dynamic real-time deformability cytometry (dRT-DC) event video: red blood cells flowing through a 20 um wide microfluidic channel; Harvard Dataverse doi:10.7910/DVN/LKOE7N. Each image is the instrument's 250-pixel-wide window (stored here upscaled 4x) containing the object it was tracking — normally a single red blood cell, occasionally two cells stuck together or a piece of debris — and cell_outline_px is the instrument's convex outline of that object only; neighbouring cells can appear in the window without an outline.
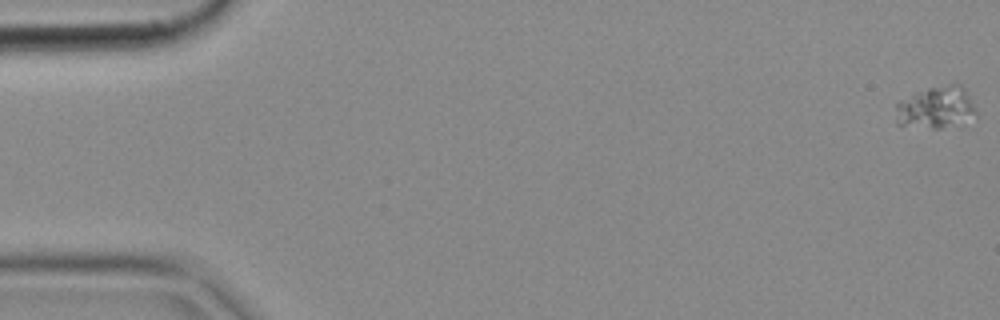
{"species": "common noctule bat (a hibernating species)", "species_latin": "Nyctalus noctula", "temperature_condition": "cold", "stored_images_in_passage": 5, "camera_frame_rate_fps": 3000, "um_per_image_px": 0.085, "animal": {"sex": "female", "body_mass_g": 18.4}, "frame": {"image": 1, "passage_image": 1, "time_ms": 0.0, "image_size_px": [1000, 320], "cell_outline_px": [[976, 116], [940, 128], [932, 128], [896, 124], [896, 104], [900, 100], [928, 88], [948, 84], [960, 84], [964, 88], [976, 112]], "centroid_in_image_um": [79.52, 9.12], "position_along_channel_um": 5.5, "area_um2": 19.07}}